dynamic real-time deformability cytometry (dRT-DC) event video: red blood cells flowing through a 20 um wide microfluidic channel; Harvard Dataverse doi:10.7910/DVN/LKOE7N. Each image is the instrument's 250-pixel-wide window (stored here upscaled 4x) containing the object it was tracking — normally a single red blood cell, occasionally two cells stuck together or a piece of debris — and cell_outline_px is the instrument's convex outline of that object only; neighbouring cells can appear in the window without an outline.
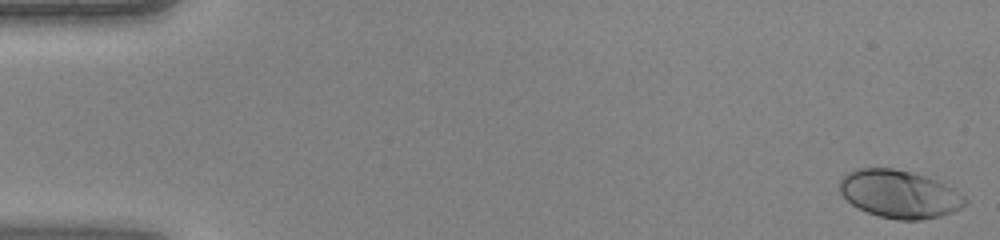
{"species": "human", "species_latin": "Homo sapiens", "temperature_condition": "warm", "stored_images_in_passage": 45, "camera_frame_rate_fps": 3000, "um_per_image_px": 0.085, "donor": {"sex": "female"}, "frame": {"image": 1, "passage_image": 1, "time_ms": 0.0, "image_size_px": [1000, 240], "cell_outline_px": [[968, 204], [952, 212], [940, 216], [920, 220], [896, 220], [880, 216], [868, 212], [852, 204], [840, 192], [840, 180], [848, 172], [856, 168], [892, 168], [924, 176], [936, 180], [952, 188], [964, 196], [968, 200]], "centroid_in_image_um": [76.46, 16.5], "position_along_channel_um": 8.5, "area_um2": 34.68}}
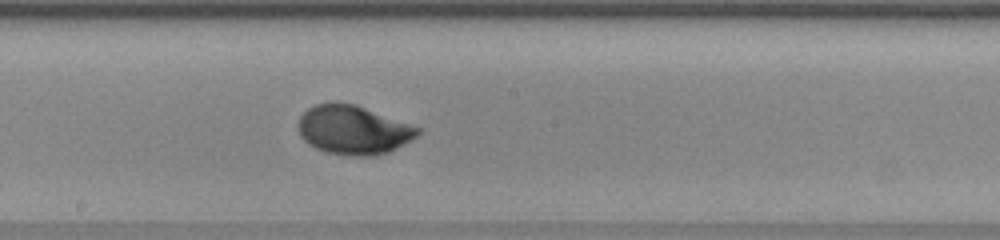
{"frame": {"image": 2, "passage_image": 25, "time_ms": 8.0, "image_size_px": [1000, 240], "cell_outline_px": [[420, 136], [412, 140], [384, 152], [368, 156], [352, 156], [328, 152], [316, 148], [308, 144], [300, 136], [300, 116], [308, 108], [316, 104], [332, 100], [356, 104], [420, 128]], "centroid_in_image_um": [30.01, 11.01], "position_along_channel_um": 218.2, "area_um2": 33.87}}
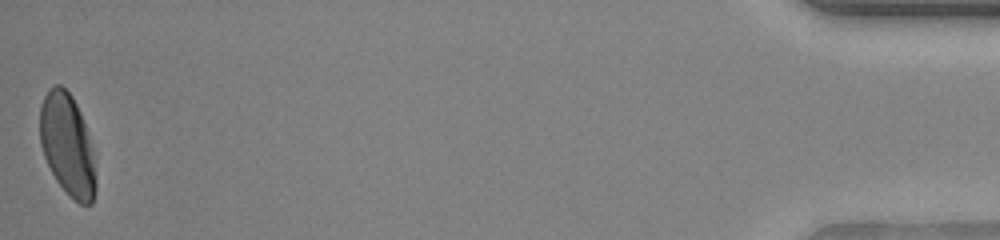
{"frame": {"image": 3, "passage_image": 45, "time_ms": 14.667, "image_size_px": [1000, 240], "cell_outline_px": [[96, 188], [92, 204], [80, 204], [56, 180], [44, 156], [40, 144], [40, 104], [48, 88], [52, 84], [60, 84], [72, 96], [80, 112], [92, 148], [96, 180]], "centroid_in_image_um": [5.71, 12.27], "position_along_channel_um": 429.5, "area_um2": 32.83}}